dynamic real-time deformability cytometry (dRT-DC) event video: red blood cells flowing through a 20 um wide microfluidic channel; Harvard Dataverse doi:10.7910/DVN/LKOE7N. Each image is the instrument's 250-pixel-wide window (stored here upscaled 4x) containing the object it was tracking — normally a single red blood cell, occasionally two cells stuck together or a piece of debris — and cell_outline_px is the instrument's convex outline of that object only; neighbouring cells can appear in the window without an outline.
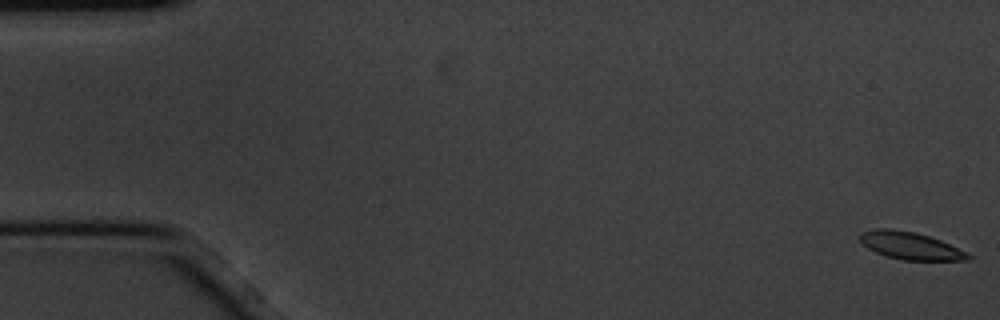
{"species": "common noctule bat (a hibernating species)", "species_latin": "Nyctalus noctula", "temperature_condition": "cold", "stored_images_in_passage": 4, "camera_frame_rate_fps": 3000, "um_per_image_px": 0.085, "animal": {"sex": "male", "body_mass_g": 20.1, "forearm_length_mm": 53.5}, "frame": {"image": 1, "passage_image": 1, "time_ms": 0.0, "image_size_px": [1000, 320], "cell_outline_px": [[972, 260], [904, 260], [888, 256], [876, 252], [860, 244], [860, 232], [876, 228], [892, 228], [916, 232], [940, 240], [972, 256]], "centroid_in_image_um": [77.32, 20.87], "position_along_channel_um": 7.7, "area_um2": 17.17}}